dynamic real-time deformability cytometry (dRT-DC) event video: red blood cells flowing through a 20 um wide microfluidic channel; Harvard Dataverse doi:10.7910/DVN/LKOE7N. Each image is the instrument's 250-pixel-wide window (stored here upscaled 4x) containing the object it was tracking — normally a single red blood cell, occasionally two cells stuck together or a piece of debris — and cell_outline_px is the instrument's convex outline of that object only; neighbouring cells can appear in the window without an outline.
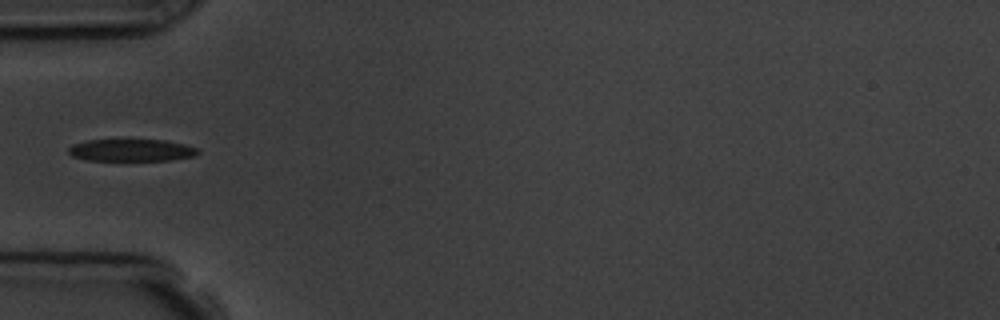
{"species": "common noctule bat (a hibernating species)", "species_latin": "Nyctalus noctula", "temperature_condition": "room temperature", "stored_images_in_passage": 7, "camera_frame_rate_fps": 3000, "um_per_image_px": 0.085, "animal": {"sex": "male", "body_mass_g": 19.5, "forearm_length_mm": 54.6}, "frame": {"image": 1, "passage_image": 6, "time_ms": 6.0, "image_size_px": [1000, 320], "cell_outline_px": [[200, 152], [196, 156], [168, 160], [88, 160], [72, 156], [68, 152], [68, 148], [72, 144], [88, 140], [164, 140], [184, 144], [196, 148]], "centroid_in_image_um": [11.16, 12.76], "position_along_channel_um": 73.8, "area_um2": 16.59}}